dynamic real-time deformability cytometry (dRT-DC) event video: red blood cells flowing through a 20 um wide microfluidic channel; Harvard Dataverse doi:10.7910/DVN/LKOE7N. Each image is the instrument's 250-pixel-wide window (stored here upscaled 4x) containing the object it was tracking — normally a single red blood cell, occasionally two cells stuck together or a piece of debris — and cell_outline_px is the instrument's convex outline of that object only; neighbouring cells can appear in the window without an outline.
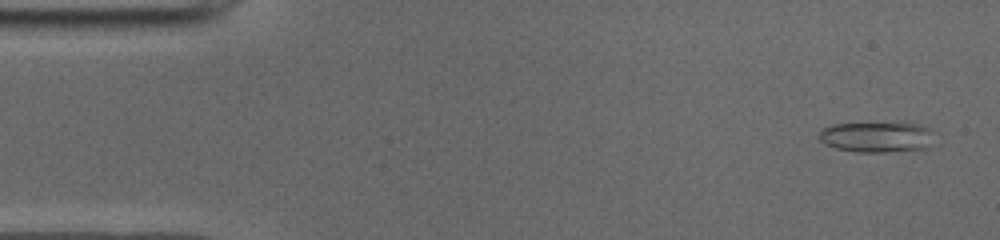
{"species": "common noctule bat (a hibernating species)", "species_latin": "Nyctalus noctula", "temperature_condition": "cold", "stored_images_in_passage": 50, "camera_frame_rate_fps": 3000, "um_per_image_px": 0.085, "animal": {"sex": "male", "body_mass_g": 19.0, "forearm_length_mm": 50.8}, "frame": {"image": 1, "passage_image": 2, "time_ms": 0.333, "image_size_px": [1000, 240], "cell_outline_px": [[928, 148], [884, 152], [856, 152], [836, 148], [824, 144], [820, 140], [820, 132], [824, 128], [832, 124], [920, 124], [928, 128]], "centroid_in_image_um": [74.42, 11.66], "position_along_channel_um": 10.6, "area_um2": 19.71}}
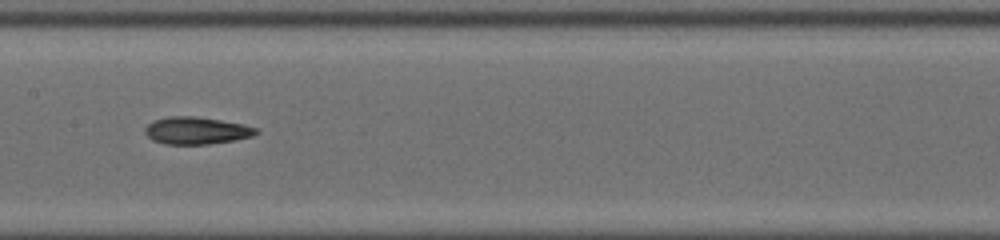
{"frame": {"image": 2, "passage_image": 24, "time_ms": 7.667, "image_size_px": [1000, 240], "cell_outline_px": [[260, 132], [252, 136], [232, 140], [208, 144], [164, 144], [152, 140], [144, 132], [144, 128], [152, 120], [168, 116], [196, 116], [244, 124], [256, 128]], "centroid_in_image_um": [16.66, 11.09], "position_along_channel_um": 190.7, "area_um2": 17.69}}
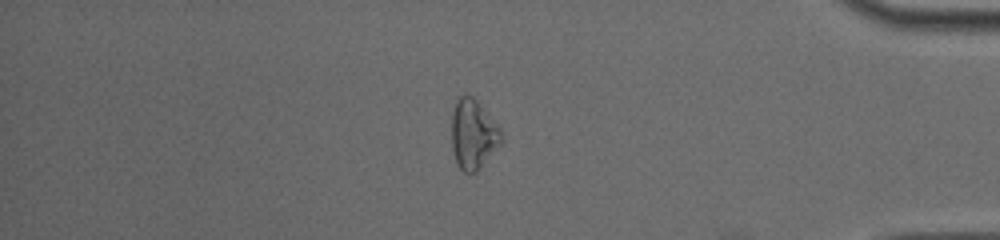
{"frame": {"image": 3, "passage_image": 42, "time_ms": 13.667, "image_size_px": [1000, 240], "cell_outline_px": [[504, 140], [476, 172], [464, 172], [456, 164], [452, 148], [452, 112], [456, 96], [472, 96], [476, 100], [500, 128], [504, 136]], "centroid_in_image_um": [40.22, 11.41], "position_along_channel_um": 395.0, "area_um2": 20.17}, "authors_computed_cell_mechanics": {"area_um2": 18.2359, "velocity_mm_per_s": 3.9664, "shape_relaxation_time_tau1_ms": 8.8435, "shape_relaxation_time_tau2_ms": 2.2628, "deformation_change_tau1": 0.2107, "deformation_change_tau2": 0.0958}}